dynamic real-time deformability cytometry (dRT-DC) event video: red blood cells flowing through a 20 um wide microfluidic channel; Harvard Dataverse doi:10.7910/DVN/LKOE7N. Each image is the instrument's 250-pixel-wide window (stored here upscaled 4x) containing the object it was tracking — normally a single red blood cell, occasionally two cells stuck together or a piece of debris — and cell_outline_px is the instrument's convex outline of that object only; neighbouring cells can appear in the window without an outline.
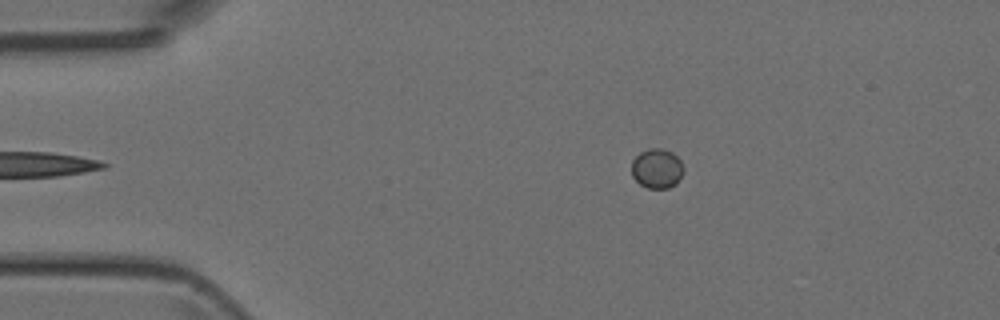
{"species": "Egyptian fruit bat (a non-hibernating species)", "species_latin": "Rousettus aegyptiacus", "temperature_condition": "room temperature", "stored_images_in_passage": 37, "camera_frame_rate_fps": 3000, "um_per_image_px": 0.085, "animal": {"sex": "female"}, "frame": {"image": 1, "passage_image": 2, "time_ms": 0.333, "image_size_px": [1000, 320], "cell_outline_px": [[684, 172], [676, 184], [668, 188], [648, 188], [640, 184], [632, 176], [632, 160], [640, 152], [648, 148], [664, 148], [672, 152], [680, 160], [684, 168]], "centroid_in_image_um": [55.85, 14.31], "position_along_channel_um": 29.2, "area_um2": 12.14}}
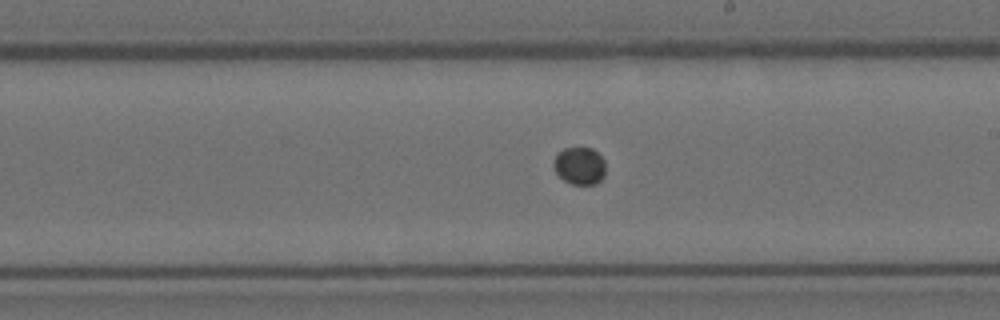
{"frame": {"image": 2, "passage_image": 21, "time_ms": 6.667, "image_size_px": [1000, 320], "cell_outline_px": [[604, 176], [596, 184], [572, 184], [564, 180], [556, 172], [552, 164], [552, 160], [564, 148], [592, 148], [604, 160]], "centroid_in_image_um": [49.25, 14.1], "position_along_channel_um": 239.8, "area_um2": 11.21}}
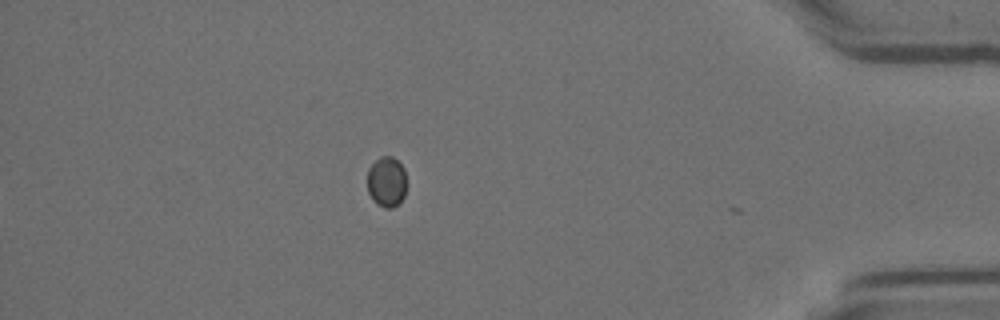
{"frame": {"image": 3, "passage_image": 36, "time_ms": 11.667, "image_size_px": [1000, 320], "cell_outline_px": [[404, 196], [392, 208], [384, 208], [376, 204], [372, 200], [368, 192], [368, 168], [380, 156], [392, 156], [404, 168]], "centroid_in_image_um": [32.82, 15.45], "position_along_channel_um": 402.4, "area_um2": 11.33}}